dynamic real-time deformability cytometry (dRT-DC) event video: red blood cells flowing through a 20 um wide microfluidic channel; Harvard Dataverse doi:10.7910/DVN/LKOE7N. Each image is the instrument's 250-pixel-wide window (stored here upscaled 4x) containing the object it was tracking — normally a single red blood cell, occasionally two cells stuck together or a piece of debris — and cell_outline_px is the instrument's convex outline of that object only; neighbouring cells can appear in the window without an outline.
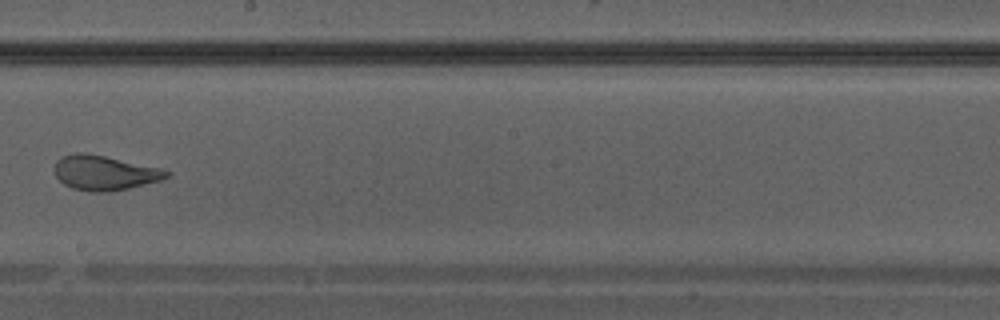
{"species": "Egyptian fruit bat (a non-hibernating species)", "species_latin": "Rousettus aegyptiacus", "temperature_condition": "warm", "stored_images_in_passage": 39, "camera_frame_rate_fps": 3000, "um_per_image_px": 0.085, "animal": {"sex": "male"}, "frame": {"image": 1, "passage_image": 23, "time_ms": 7.333, "image_size_px": [1000, 320], "cell_outline_px": [[172, 172], [168, 176], [160, 180], [128, 188], [104, 192], [88, 192], [72, 188], [64, 184], [56, 176], [56, 160], [60, 156], [76, 152], [84, 152], [164, 168]], "centroid_in_image_um": [8.89, 14.68], "position_along_channel_um": 239.3, "area_um2": 22.66}}